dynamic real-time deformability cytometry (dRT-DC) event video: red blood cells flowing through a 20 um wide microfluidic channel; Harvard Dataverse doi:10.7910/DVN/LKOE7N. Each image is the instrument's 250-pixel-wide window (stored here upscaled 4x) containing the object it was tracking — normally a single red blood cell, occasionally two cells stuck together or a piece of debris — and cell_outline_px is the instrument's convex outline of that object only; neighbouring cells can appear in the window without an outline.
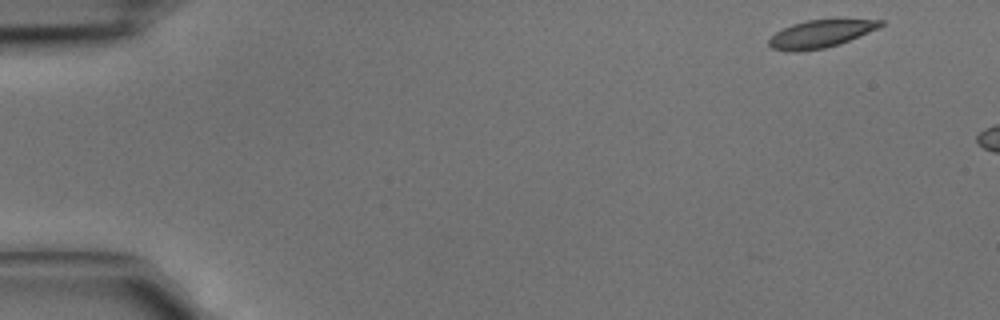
{"species": "common noctule bat (a hibernating species)", "species_latin": "Nyctalus noctula", "temperature_condition": "cold", "stored_images_in_passage": 3, "camera_frame_rate_fps": 3000, "um_per_image_px": 0.085, "animal": {"sex": "male", "body_mass_g": 15.6}, "frame": {"image": 1, "passage_image": 1, "time_ms": 0.0, "image_size_px": [1000, 320], "cell_outline_px": [[884, 24], [880, 28], [840, 44], [824, 48], [796, 52], [792, 52], [772, 48], [768, 44], [768, 40], [776, 32], [792, 24], [808, 20], [884, 20]], "centroid_in_image_um": [69.76, 2.89], "position_along_channel_um": 15.2, "area_um2": 17.8}}